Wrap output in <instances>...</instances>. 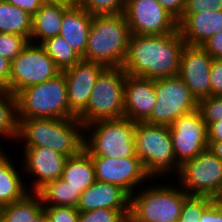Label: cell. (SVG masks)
Masks as SVG:
<instances>
[{"label":"cell","mask_w":222,"mask_h":222,"mask_svg":"<svg viewBox=\"0 0 222 222\" xmlns=\"http://www.w3.org/2000/svg\"><path fill=\"white\" fill-rule=\"evenodd\" d=\"M185 44L179 30L165 35L131 34L122 68L127 75L152 80L178 76Z\"/></svg>","instance_id":"obj_1"},{"label":"cell","mask_w":222,"mask_h":222,"mask_svg":"<svg viewBox=\"0 0 222 222\" xmlns=\"http://www.w3.org/2000/svg\"><path fill=\"white\" fill-rule=\"evenodd\" d=\"M18 119L19 135L16 141L17 144L13 146L12 150L19 146H42L71 157L79 154L84 149L85 126L77 117Z\"/></svg>","instance_id":"obj_2"},{"label":"cell","mask_w":222,"mask_h":222,"mask_svg":"<svg viewBox=\"0 0 222 222\" xmlns=\"http://www.w3.org/2000/svg\"><path fill=\"white\" fill-rule=\"evenodd\" d=\"M131 32L123 13L93 15L83 60L105 67H122Z\"/></svg>","instance_id":"obj_3"},{"label":"cell","mask_w":222,"mask_h":222,"mask_svg":"<svg viewBox=\"0 0 222 222\" xmlns=\"http://www.w3.org/2000/svg\"><path fill=\"white\" fill-rule=\"evenodd\" d=\"M188 196L173 178L150 179L130 196V213L143 222H178Z\"/></svg>","instance_id":"obj_4"},{"label":"cell","mask_w":222,"mask_h":222,"mask_svg":"<svg viewBox=\"0 0 222 222\" xmlns=\"http://www.w3.org/2000/svg\"><path fill=\"white\" fill-rule=\"evenodd\" d=\"M135 146L151 179H172L178 174L180 165L173 153L169 126L135 122Z\"/></svg>","instance_id":"obj_5"},{"label":"cell","mask_w":222,"mask_h":222,"mask_svg":"<svg viewBox=\"0 0 222 222\" xmlns=\"http://www.w3.org/2000/svg\"><path fill=\"white\" fill-rule=\"evenodd\" d=\"M84 150L91 157L137 156L135 122L127 119L98 120L84 127Z\"/></svg>","instance_id":"obj_6"},{"label":"cell","mask_w":222,"mask_h":222,"mask_svg":"<svg viewBox=\"0 0 222 222\" xmlns=\"http://www.w3.org/2000/svg\"><path fill=\"white\" fill-rule=\"evenodd\" d=\"M18 118H75L69 108L67 82L61 72L55 78L24 88L16 94Z\"/></svg>","instance_id":"obj_7"},{"label":"cell","mask_w":222,"mask_h":222,"mask_svg":"<svg viewBox=\"0 0 222 222\" xmlns=\"http://www.w3.org/2000/svg\"><path fill=\"white\" fill-rule=\"evenodd\" d=\"M122 67H107L99 76L87 107L77 116L84 126L124 118L125 78Z\"/></svg>","instance_id":"obj_8"},{"label":"cell","mask_w":222,"mask_h":222,"mask_svg":"<svg viewBox=\"0 0 222 222\" xmlns=\"http://www.w3.org/2000/svg\"><path fill=\"white\" fill-rule=\"evenodd\" d=\"M61 73L53 59L41 44L29 42L20 54L11 61L7 90L16 95Z\"/></svg>","instance_id":"obj_9"},{"label":"cell","mask_w":222,"mask_h":222,"mask_svg":"<svg viewBox=\"0 0 222 222\" xmlns=\"http://www.w3.org/2000/svg\"><path fill=\"white\" fill-rule=\"evenodd\" d=\"M154 89L156 104L145 123L170 126L175 119L198 109V101L179 76L154 80Z\"/></svg>","instance_id":"obj_10"},{"label":"cell","mask_w":222,"mask_h":222,"mask_svg":"<svg viewBox=\"0 0 222 222\" xmlns=\"http://www.w3.org/2000/svg\"><path fill=\"white\" fill-rule=\"evenodd\" d=\"M173 179L188 195L213 197L222 182V161L206 149L184 162Z\"/></svg>","instance_id":"obj_11"},{"label":"cell","mask_w":222,"mask_h":222,"mask_svg":"<svg viewBox=\"0 0 222 222\" xmlns=\"http://www.w3.org/2000/svg\"><path fill=\"white\" fill-rule=\"evenodd\" d=\"M17 149L14 150L17 158H20L25 183L30 192H36L44 184L61 178L67 156L42 146L21 147L22 151Z\"/></svg>","instance_id":"obj_12"},{"label":"cell","mask_w":222,"mask_h":222,"mask_svg":"<svg viewBox=\"0 0 222 222\" xmlns=\"http://www.w3.org/2000/svg\"><path fill=\"white\" fill-rule=\"evenodd\" d=\"M123 14L133 35H165L178 30L177 20L158 0H126Z\"/></svg>","instance_id":"obj_13"},{"label":"cell","mask_w":222,"mask_h":222,"mask_svg":"<svg viewBox=\"0 0 222 222\" xmlns=\"http://www.w3.org/2000/svg\"><path fill=\"white\" fill-rule=\"evenodd\" d=\"M169 130L173 153L180 166L208 149L207 125L198 109L175 119Z\"/></svg>","instance_id":"obj_14"},{"label":"cell","mask_w":222,"mask_h":222,"mask_svg":"<svg viewBox=\"0 0 222 222\" xmlns=\"http://www.w3.org/2000/svg\"><path fill=\"white\" fill-rule=\"evenodd\" d=\"M96 180L115 184L124 189L130 196L151 177L138 156L125 158L92 157Z\"/></svg>","instance_id":"obj_15"},{"label":"cell","mask_w":222,"mask_h":222,"mask_svg":"<svg viewBox=\"0 0 222 222\" xmlns=\"http://www.w3.org/2000/svg\"><path fill=\"white\" fill-rule=\"evenodd\" d=\"M213 60L201 46L185 44L182 50L178 76L197 101L211 96L210 70Z\"/></svg>","instance_id":"obj_16"},{"label":"cell","mask_w":222,"mask_h":222,"mask_svg":"<svg viewBox=\"0 0 222 222\" xmlns=\"http://www.w3.org/2000/svg\"><path fill=\"white\" fill-rule=\"evenodd\" d=\"M106 68L100 63L81 59L74 66L61 71L67 82L69 108L76 116L87 107L94 85Z\"/></svg>","instance_id":"obj_17"},{"label":"cell","mask_w":222,"mask_h":222,"mask_svg":"<svg viewBox=\"0 0 222 222\" xmlns=\"http://www.w3.org/2000/svg\"><path fill=\"white\" fill-rule=\"evenodd\" d=\"M156 104L154 80L131 75L125 78L124 118L144 122Z\"/></svg>","instance_id":"obj_18"},{"label":"cell","mask_w":222,"mask_h":222,"mask_svg":"<svg viewBox=\"0 0 222 222\" xmlns=\"http://www.w3.org/2000/svg\"><path fill=\"white\" fill-rule=\"evenodd\" d=\"M76 208L79 212L101 208L130 210V195L120 186L96 180L82 192Z\"/></svg>","instance_id":"obj_19"},{"label":"cell","mask_w":222,"mask_h":222,"mask_svg":"<svg viewBox=\"0 0 222 222\" xmlns=\"http://www.w3.org/2000/svg\"><path fill=\"white\" fill-rule=\"evenodd\" d=\"M177 23L180 35L186 44L201 46L213 35L222 31V10L182 14Z\"/></svg>","instance_id":"obj_20"},{"label":"cell","mask_w":222,"mask_h":222,"mask_svg":"<svg viewBox=\"0 0 222 222\" xmlns=\"http://www.w3.org/2000/svg\"><path fill=\"white\" fill-rule=\"evenodd\" d=\"M11 150L10 148V152L15 154L12 153L14 157L8 151L0 158V207L19 201L30 193L25 183L20 159L17 160L16 152Z\"/></svg>","instance_id":"obj_21"},{"label":"cell","mask_w":222,"mask_h":222,"mask_svg":"<svg viewBox=\"0 0 222 222\" xmlns=\"http://www.w3.org/2000/svg\"><path fill=\"white\" fill-rule=\"evenodd\" d=\"M93 15L80 6L72 5L63 16L60 36L81 57L84 56Z\"/></svg>","instance_id":"obj_22"},{"label":"cell","mask_w":222,"mask_h":222,"mask_svg":"<svg viewBox=\"0 0 222 222\" xmlns=\"http://www.w3.org/2000/svg\"><path fill=\"white\" fill-rule=\"evenodd\" d=\"M71 6L70 4H42L32 16V32L29 42L42 44L47 39L58 36L64 13Z\"/></svg>","instance_id":"obj_23"},{"label":"cell","mask_w":222,"mask_h":222,"mask_svg":"<svg viewBox=\"0 0 222 222\" xmlns=\"http://www.w3.org/2000/svg\"><path fill=\"white\" fill-rule=\"evenodd\" d=\"M61 178L72 188L84 192L96 181L92 157L84 149L79 154L68 157Z\"/></svg>","instance_id":"obj_24"},{"label":"cell","mask_w":222,"mask_h":222,"mask_svg":"<svg viewBox=\"0 0 222 222\" xmlns=\"http://www.w3.org/2000/svg\"><path fill=\"white\" fill-rule=\"evenodd\" d=\"M44 207L35 192L23 199L0 207V222H43Z\"/></svg>","instance_id":"obj_25"},{"label":"cell","mask_w":222,"mask_h":222,"mask_svg":"<svg viewBox=\"0 0 222 222\" xmlns=\"http://www.w3.org/2000/svg\"><path fill=\"white\" fill-rule=\"evenodd\" d=\"M43 207L73 206L77 207L82 192L68 185L62 178L44 184L35 192Z\"/></svg>","instance_id":"obj_26"},{"label":"cell","mask_w":222,"mask_h":222,"mask_svg":"<svg viewBox=\"0 0 222 222\" xmlns=\"http://www.w3.org/2000/svg\"><path fill=\"white\" fill-rule=\"evenodd\" d=\"M18 135L19 119L17 97L7 89L0 88V140H2L3 143L7 141V144H10V148L12 149L17 141ZM8 141L11 142L8 143Z\"/></svg>","instance_id":"obj_27"},{"label":"cell","mask_w":222,"mask_h":222,"mask_svg":"<svg viewBox=\"0 0 222 222\" xmlns=\"http://www.w3.org/2000/svg\"><path fill=\"white\" fill-rule=\"evenodd\" d=\"M32 20L26 11L0 0V32L20 35L30 41Z\"/></svg>","instance_id":"obj_28"},{"label":"cell","mask_w":222,"mask_h":222,"mask_svg":"<svg viewBox=\"0 0 222 222\" xmlns=\"http://www.w3.org/2000/svg\"><path fill=\"white\" fill-rule=\"evenodd\" d=\"M41 45L61 71L74 66L82 59L60 35L47 39Z\"/></svg>","instance_id":"obj_29"},{"label":"cell","mask_w":222,"mask_h":222,"mask_svg":"<svg viewBox=\"0 0 222 222\" xmlns=\"http://www.w3.org/2000/svg\"><path fill=\"white\" fill-rule=\"evenodd\" d=\"M212 202L209 196L189 195L184 200L178 222H200L203 211Z\"/></svg>","instance_id":"obj_30"},{"label":"cell","mask_w":222,"mask_h":222,"mask_svg":"<svg viewBox=\"0 0 222 222\" xmlns=\"http://www.w3.org/2000/svg\"><path fill=\"white\" fill-rule=\"evenodd\" d=\"M126 0H83L78 6L91 15L123 13Z\"/></svg>","instance_id":"obj_31"},{"label":"cell","mask_w":222,"mask_h":222,"mask_svg":"<svg viewBox=\"0 0 222 222\" xmlns=\"http://www.w3.org/2000/svg\"><path fill=\"white\" fill-rule=\"evenodd\" d=\"M130 210L96 209L80 212L78 222H125Z\"/></svg>","instance_id":"obj_32"},{"label":"cell","mask_w":222,"mask_h":222,"mask_svg":"<svg viewBox=\"0 0 222 222\" xmlns=\"http://www.w3.org/2000/svg\"><path fill=\"white\" fill-rule=\"evenodd\" d=\"M28 43L26 37L0 32V55L11 62Z\"/></svg>","instance_id":"obj_33"},{"label":"cell","mask_w":222,"mask_h":222,"mask_svg":"<svg viewBox=\"0 0 222 222\" xmlns=\"http://www.w3.org/2000/svg\"><path fill=\"white\" fill-rule=\"evenodd\" d=\"M198 110L207 127L222 120V96H210L199 100Z\"/></svg>","instance_id":"obj_34"},{"label":"cell","mask_w":222,"mask_h":222,"mask_svg":"<svg viewBox=\"0 0 222 222\" xmlns=\"http://www.w3.org/2000/svg\"><path fill=\"white\" fill-rule=\"evenodd\" d=\"M45 213L54 222H78L79 210L73 206L44 207Z\"/></svg>","instance_id":"obj_35"},{"label":"cell","mask_w":222,"mask_h":222,"mask_svg":"<svg viewBox=\"0 0 222 222\" xmlns=\"http://www.w3.org/2000/svg\"><path fill=\"white\" fill-rule=\"evenodd\" d=\"M222 0H185L183 14H197L206 11H221Z\"/></svg>","instance_id":"obj_36"},{"label":"cell","mask_w":222,"mask_h":222,"mask_svg":"<svg viewBox=\"0 0 222 222\" xmlns=\"http://www.w3.org/2000/svg\"><path fill=\"white\" fill-rule=\"evenodd\" d=\"M211 96H222V59H214L210 70Z\"/></svg>","instance_id":"obj_37"},{"label":"cell","mask_w":222,"mask_h":222,"mask_svg":"<svg viewBox=\"0 0 222 222\" xmlns=\"http://www.w3.org/2000/svg\"><path fill=\"white\" fill-rule=\"evenodd\" d=\"M201 47L213 59H222V31L209 38Z\"/></svg>","instance_id":"obj_38"},{"label":"cell","mask_w":222,"mask_h":222,"mask_svg":"<svg viewBox=\"0 0 222 222\" xmlns=\"http://www.w3.org/2000/svg\"><path fill=\"white\" fill-rule=\"evenodd\" d=\"M200 222H222V204L213 201L203 211Z\"/></svg>","instance_id":"obj_39"},{"label":"cell","mask_w":222,"mask_h":222,"mask_svg":"<svg viewBox=\"0 0 222 222\" xmlns=\"http://www.w3.org/2000/svg\"><path fill=\"white\" fill-rule=\"evenodd\" d=\"M158 2L177 21L181 18L185 8V0H158Z\"/></svg>","instance_id":"obj_40"},{"label":"cell","mask_w":222,"mask_h":222,"mask_svg":"<svg viewBox=\"0 0 222 222\" xmlns=\"http://www.w3.org/2000/svg\"><path fill=\"white\" fill-rule=\"evenodd\" d=\"M33 16L43 4L41 0H4Z\"/></svg>","instance_id":"obj_41"},{"label":"cell","mask_w":222,"mask_h":222,"mask_svg":"<svg viewBox=\"0 0 222 222\" xmlns=\"http://www.w3.org/2000/svg\"><path fill=\"white\" fill-rule=\"evenodd\" d=\"M11 62L0 55V88L7 89L10 76Z\"/></svg>","instance_id":"obj_42"},{"label":"cell","mask_w":222,"mask_h":222,"mask_svg":"<svg viewBox=\"0 0 222 222\" xmlns=\"http://www.w3.org/2000/svg\"><path fill=\"white\" fill-rule=\"evenodd\" d=\"M208 141H222V120L216 121L207 127Z\"/></svg>","instance_id":"obj_43"},{"label":"cell","mask_w":222,"mask_h":222,"mask_svg":"<svg viewBox=\"0 0 222 222\" xmlns=\"http://www.w3.org/2000/svg\"><path fill=\"white\" fill-rule=\"evenodd\" d=\"M208 149L222 161V141H208Z\"/></svg>","instance_id":"obj_44"},{"label":"cell","mask_w":222,"mask_h":222,"mask_svg":"<svg viewBox=\"0 0 222 222\" xmlns=\"http://www.w3.org/2000/svg\"><path fill=\"white\" fill-rule=\"evenodd\" d=\"M214 202L222 203V182L217 193L212 197Z\"/></svg>","instance_id":"obj_45"},{"label":"cell","mask_w":222,"mask_h":222,"mask_svg":"<svg viewBox=\"0 0 222 222\" xmlns=\"http://www.w3.org/2000/svg\"><path fill=\"white\" fill-rule=\"evenodd\" d=\"M1 141L2 140H0V158H2L8 151H10L9 146H7L6 143H2Z\"/></svg>","instance_id":"obj_46"},{"label":"cell","mask_w":222,"mask_h":222,"mask_svg":"<svg viewBox=\"0 0 222 222\" xmlns=\"http://www.w3.org/2000/svg\"><path fill=\"white\" fill-rule=\"evenodd\" d=\"M43 4H66V0H41Z\"/></svg>","instance_id":"obj_47"},{"label":"cell","mask_w":222,"mask_h":222,"mask_svg":"<svg viewBox=\"0 0 222 222\" xmlns=\"http://www.w3.org/2000/svg\"><path fill=\"white\" fill-rule=\"evenodd\" d=\"M125 222H143V221L137 220L131 213H129L125 218Z\"/></svg>","instance_id":"obj_48"},{"label":"cell","mask_w":222,"mask_h":222,"mask_svg":"<svg viewBox=\"0 0 222 222\" xmlns=\"http://www.w3.org/2000/svg\"><path fill=\"white\" fill-rule=\"evenodd\" d=\"M83 0H66V4L78 6Z\"/></svg>","instance_id":"obj_49"},{"label":"cell","mask_w":222,"mask_h":222,"mask_svg":"<svg viewBox=\"0 0 222 222\" xmlns=\"http://www.w3.org/2000/svg\"><path fill=\"white\" fill-rule=\"evenodd\" d=\"M43 222H54L43 210Z\"/></svg>","instance_id":"obj_50"}]
</instances>
